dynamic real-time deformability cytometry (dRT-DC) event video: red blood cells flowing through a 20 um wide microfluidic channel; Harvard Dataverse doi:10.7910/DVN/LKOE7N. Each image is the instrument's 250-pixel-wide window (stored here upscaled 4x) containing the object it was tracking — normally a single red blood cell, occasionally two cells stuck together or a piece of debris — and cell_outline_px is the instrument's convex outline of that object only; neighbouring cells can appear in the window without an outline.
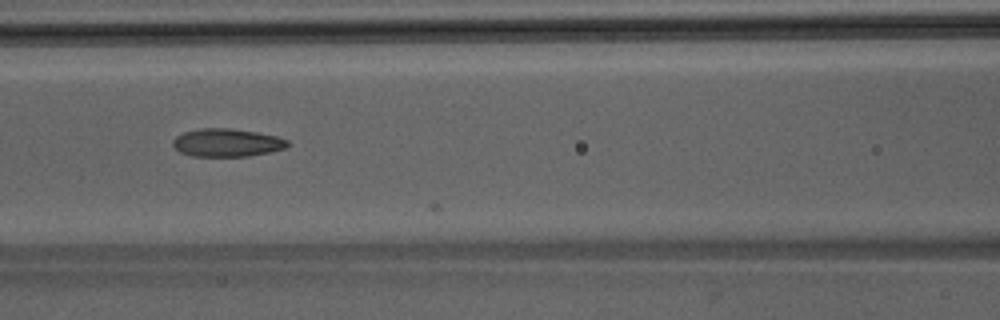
{"species": "Egyptian fruit bat (a non-hibernating species)", "species_latin": "Rousettus aegyptiacus", "temperature_condition": "room temperature", "stored_images_in_passage": 10, "camera_frame_rate_fps": 3000, "um_per_image_px": 0.085, "animal": {"sex": "male"}, "frame": {"image": 1, "passage_image": 9, "time_ms": 2.667, "image_size_px": [1000, 320], "cell_outline_px": [[292, 144], [288, 148], [248, 156], [192, 156], [180, 152], [172, 144], [172, 140], [176, 136], [184, 132], [200, 128], [228, 128], [256, 132], [276, 136], [288, 140]], "centroid_in_image_um": [19.31, 12.12], "position_along_channel_um": 147.3, "area_um2": 18.79}}